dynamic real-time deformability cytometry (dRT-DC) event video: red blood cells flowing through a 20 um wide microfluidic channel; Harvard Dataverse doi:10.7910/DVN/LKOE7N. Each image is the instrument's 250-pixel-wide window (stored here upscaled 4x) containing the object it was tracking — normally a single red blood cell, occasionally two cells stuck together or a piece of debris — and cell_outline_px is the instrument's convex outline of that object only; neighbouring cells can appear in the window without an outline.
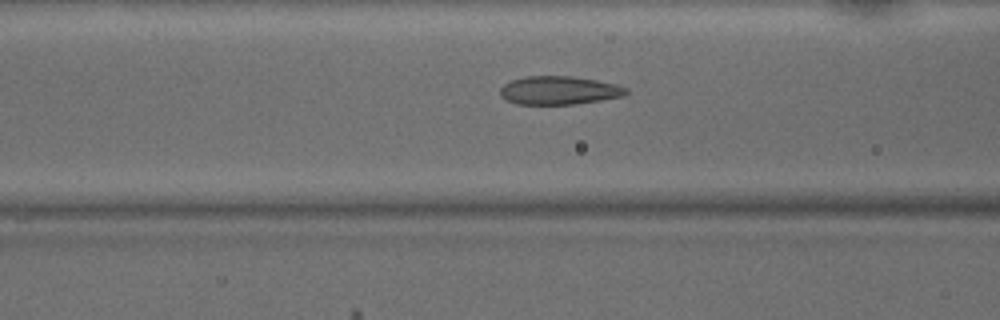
{"species": "common noctule bat (a hibernating species)", "species_latin": "Nyctalus noctula", "temperature_condition": "warm", "stored_images_in_passage": 44, "camera_frame_rate_fps": 3000, "um_per_image_px": 0.085, "animal": {"sex": "male", "body_mass_g": 15.6}, "frame": {"image": 1, "passage_image": 14, "time_ms": 4.333, "image_size_px": [1000, 320], "cell_outline_px": [[628, 92], [624, 96], [600, 100], [572, 104], [516, 104], [500, 96], [500, 88], [504, 84], [512, 80], [524, 76], [572, 76], [596, 80], [628, 88]], "centroid_in_image_um": [47.49, 7.68], "position_along_channel_um": 119.1, "area_um2": 20.69}}
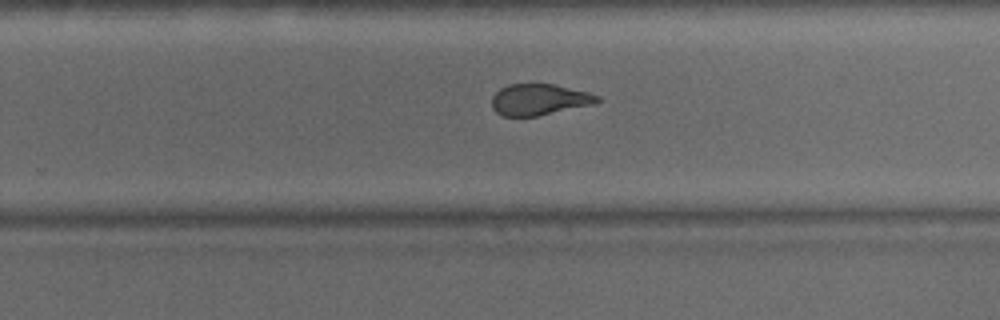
{"frame": {"image": 2, "passage_image": 26, "time_ms": 8.333, "image_size_px": [1000, 320], "cell_outline_px": [[600, 100], [596, 104], [536, 116], [500, 116], [492, 108], [492, 96], [500, 88], [508, 84], [552, 84], [588, 92], [600, 96]], "centroid_in_image_um": [45.83, 8.47], "position_along_channel_um": 284.0, "area_um2": 19.25}}
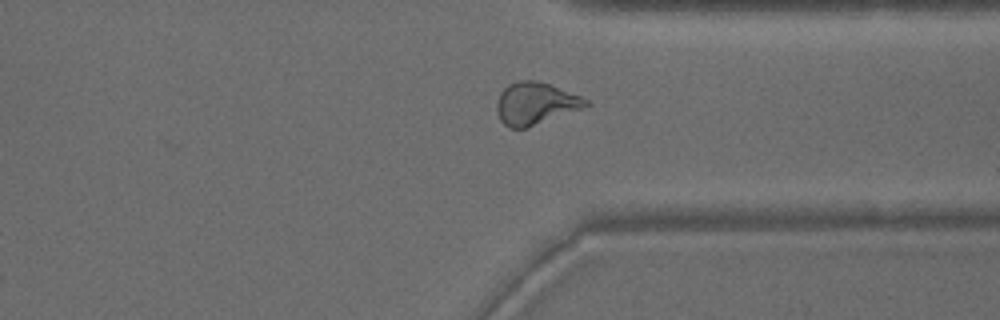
{"frame": {"image": 3, "passage_image": 32, "time_ms": 10.333, "image_size_px": [1000, 320], "cell_outline_px": [[588, 104], [584, 108], [528, 128], [508, 128], [500, 120], [496, 108], [496, 104], [500, 92], [508, 84], [516, 80], [536, 80], [548, 84], [580, 96], [588, 100]], "centroid_in_image_um": [45.48, 8.81], "position_along_channel_um": 365.9, "area_um2": 21.96}, "authors_computed_cell_mechanics": {"area_um2": 21.8195, "velocity_mm_per_s": 4.1237, "shape_relaxation_time_tau1_ms": null, "shape_relaxation_time_tau2_ms": 1.2119, "deformation_change_tau1": null, "deformation_change_tau2": 0.0901}}